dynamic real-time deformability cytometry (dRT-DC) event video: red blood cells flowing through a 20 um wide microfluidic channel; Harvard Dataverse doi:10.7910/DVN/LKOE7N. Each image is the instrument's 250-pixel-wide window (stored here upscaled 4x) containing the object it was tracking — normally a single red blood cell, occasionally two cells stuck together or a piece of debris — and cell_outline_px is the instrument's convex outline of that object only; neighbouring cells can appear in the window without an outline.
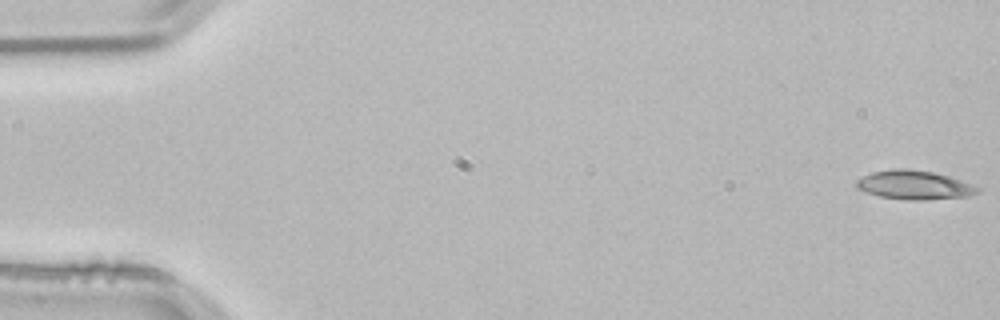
{"species": "common noctule bat (a hibernating species)", "species_latin": "Nyctalus noctula", "temperature_condition": "room temperature", "stored_images_in_passage": 53, "camera_frame_rate_fps": 3000, "um_per_image_px": 0.085, "animal": {"sex": "male", "body_mass_g": 21.5, "forearm_length_mm": 52.0}, "frame": {"image": 1, "passage_image": 1, "time_ms": 0.0, "image_size_px": [1000, 320], "cell_outline_px": [[984, 188], [980, 192], [968, 196], [920, 200], [908, 200], [880, 196], [856, 188], [856, 180], [872, 172], [896, 168], [900, 168], [932, 172], [948, 176]], "centroid_in_image_um": [77.75, 15.73], "position_along_channel_um": 7.2, "area_um2": 20.23}}
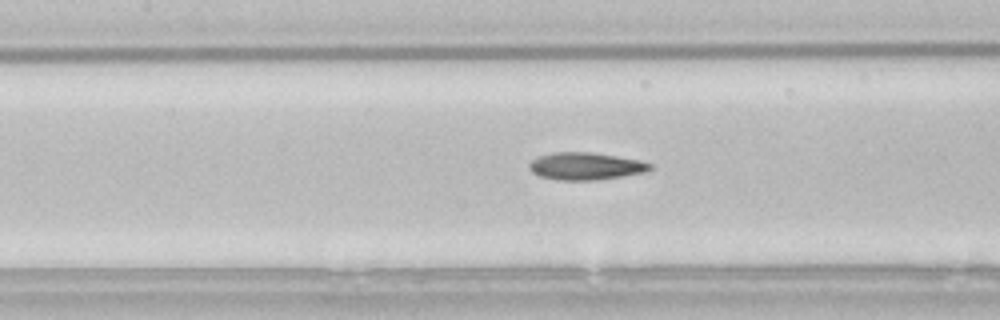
{"frame": {"image": 2, "passage_image": 24, "time_ms": 7.667, "image_size_px": [1000, 320], "cell_outline_px": [[652, 168], [648, 172], [624, 176], [596, 180], [556, 180], [540, 176], [532, 172], [528, 168], [528, 164], [532, 160], [540, 156], [552, 152], [592, 152], [640, 160], [652, 164]], "centroid_in_image_um": [49.79, 14.13], "position_along_channel_um": 157.6, "area_um2": 19.42}}
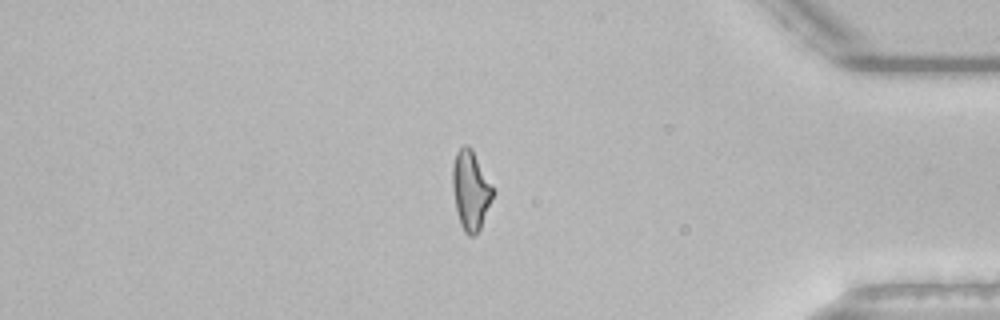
{"frame": {"image": 3, "passage_image": 45, "time_ms": 14.667, "image_size_px": [1000, 320], "cell_outline_px": [[496, 192], [480, 228], [476, 236], [468, 236], [464, 232], [460, 224], [456, 208], [452, 188], [452, 168], [456, 152], [464, 144], [468, 144], [472, 148]], "centroid_in_image_um": [40.02, 16.17], "position_along_channel_um": 395.2, "area_um2": 18.9}, "authors_computed_cell_mechanics": {"area_um2": 19.074, "velocity_mm_per_s": 3.8412, "shape_relaxation_time_tau1_ms": 7.489, "shape_relaxation_time_tau2_ms": 2.7121, "deformation_change_tau1": 0.2021, "deformation_change_tau2": 0.1236}}